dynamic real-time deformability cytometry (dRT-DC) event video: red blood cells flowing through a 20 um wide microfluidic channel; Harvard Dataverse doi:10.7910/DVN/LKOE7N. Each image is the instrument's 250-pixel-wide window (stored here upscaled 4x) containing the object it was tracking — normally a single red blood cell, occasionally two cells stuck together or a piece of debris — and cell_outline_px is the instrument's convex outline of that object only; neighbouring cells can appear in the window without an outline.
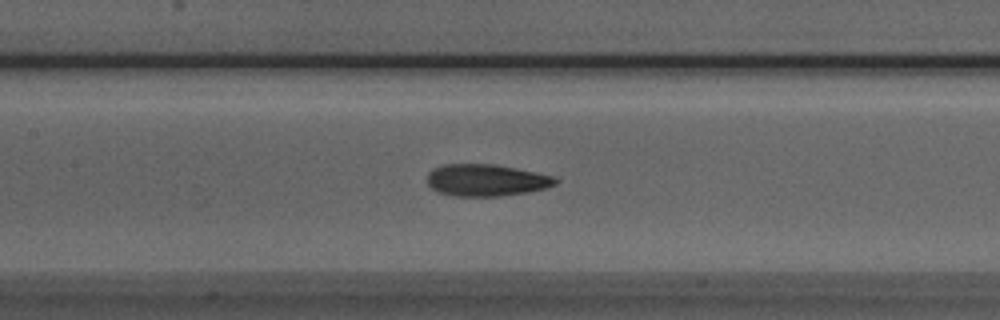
{"species": "Egyptian fruit bat (a non-hibernating species)", "species_latin": "Rousettus aegyptiacus", "temperature_condition": "room temperature", "stored_images_in_passage": 34, "camera_frame_rate_fps": 3000, "um_per_image_px": 0.085, "animal": {"sex": "male"}, "frame": {"image": 1, "passage_image": 16, "time_ms": 5.0, "image_size_px": [1000, 320], "cell_outline_px": [[560, 180], [556, 184], [548, 188], [528, 192], [500, 196], [452, 196], [436, 192], [428, 184], [428, 172], [432, 168], [444, 164], [496, 164], [516, 168], [552, 176]], "centroid_in_image_um": [41.32, 15.32], "position_along_channel_um": 166.1, "area_um2": 24.04}}
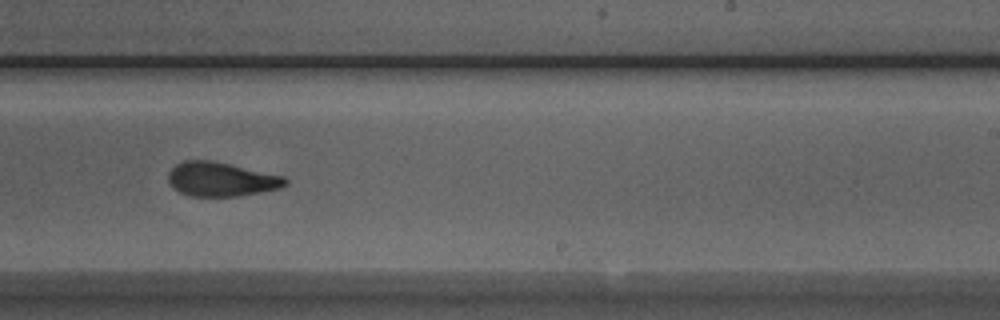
{"frame": {"image": 2, "passage_image": 24, "time_ms": 7.667, "image_size_px": [1000, 320], "cell_outline_px": [[288, 184], [280, 188], [260, 192], [236, 196], [188, 196], [172, 188], [168, 180], [168, 172], [176, 164], [184, 160], [212, 160], [284, 176], [288, 180]], "centroid_in_image_um": [18.78, 15.23], "position_along_channel_um": 270.2, "area_um2": 23.35}}
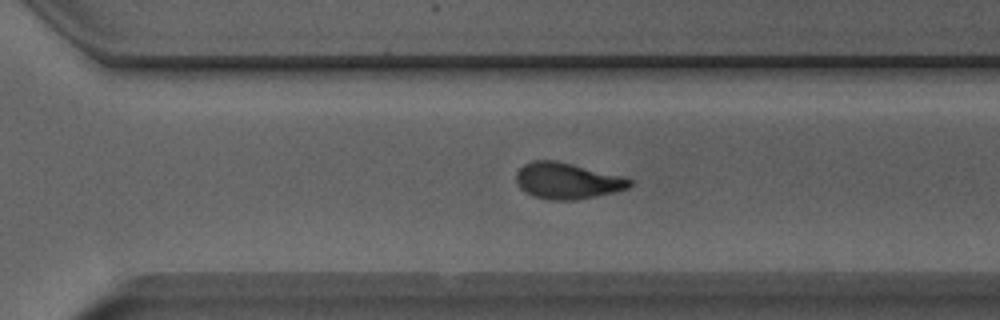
{"frame": {"image": 3, "passage_image": 28, "time_ms": 9.0, "image_size_px": [1000, 320], "cell_outline_px": [[632, 184], [628, 188], [612, 192], [576, 200], [548, 200], [532, 196], [524, 192], [520, 188], [516, 180], [516, 172], [524, 164], [532, 160], [556, 160], [624, 176], [632, 180]], "centroid_in_image_um": [48.19, 15.36], "position_along_channel_um": 322.4, "area_um2": 24.04}, "authors_computed_cell_mechanics": {"area_um2": 23.9581, "velocity_mm_per_s": 3.9202, "shape_relaxation_time_tau1_ms": 5.4549, "shape_relaxation_time_tau2_ms": 2.2415, "deformation_change_tau1": 0.187, "deformation_change_tau2": 0.0965}}